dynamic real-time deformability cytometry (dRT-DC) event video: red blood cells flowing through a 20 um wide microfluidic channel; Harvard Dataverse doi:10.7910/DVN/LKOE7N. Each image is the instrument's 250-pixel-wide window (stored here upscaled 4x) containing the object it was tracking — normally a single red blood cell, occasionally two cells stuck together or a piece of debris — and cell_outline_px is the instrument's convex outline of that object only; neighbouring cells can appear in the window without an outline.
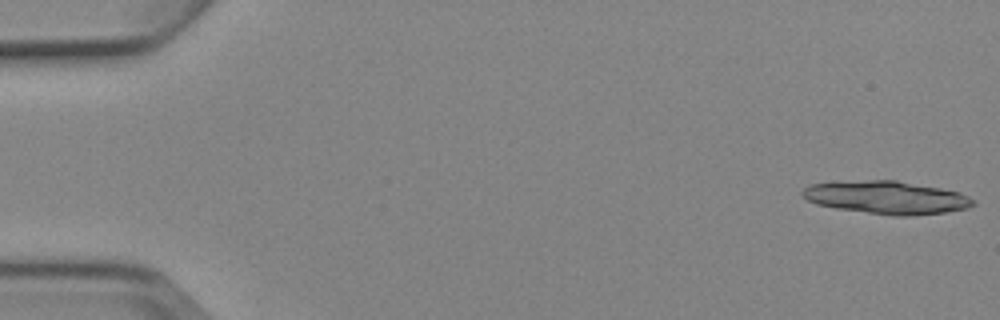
{"species": "Egyptian fruit bat (a non-hibernating species)", "species_latin": "Rousettus aegyptiacus", "temperature_condition": "cold", "stored_images_in_passage": 4, "camera_frame_rate_fps": 3000, "um_per_image_px": 0.085, "animal": {"sex": "female"}, "frame": {"image": 1, "passage_image": 1, "time_ms": 0.0, "image_size_px": [1000, 320], "cell_outline_px": [[976, 204], [968, 208], [944, 212], [912, 216], [892, 216], [836, 208], [816, 204], [808, 200], [800, 192], [808, 184], [868, 180], [896, 180], [940, 188], [956, 192], [968, 196], [976, 200]], "centroid_in_image_um": [75.37, 16.79], "position_along_channel_um": 9.6, "area_um2": 32.66}}